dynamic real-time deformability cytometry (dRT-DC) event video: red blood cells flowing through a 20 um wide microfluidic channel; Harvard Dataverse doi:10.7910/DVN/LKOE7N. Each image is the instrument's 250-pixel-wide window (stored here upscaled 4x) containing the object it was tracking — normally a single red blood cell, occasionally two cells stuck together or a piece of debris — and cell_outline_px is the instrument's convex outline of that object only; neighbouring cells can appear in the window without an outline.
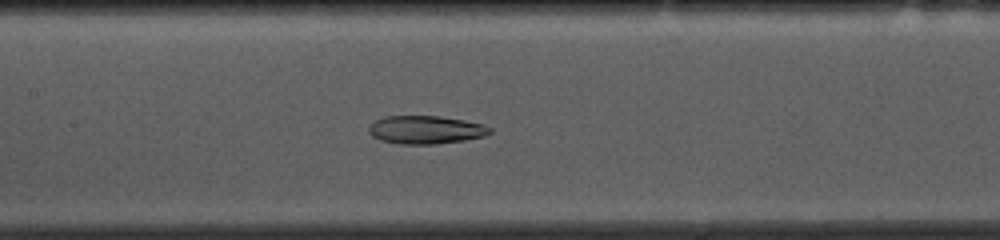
{"species": "common noctule bat (a hibernating species)", "species_latin": "Nyctalus noctula", "temperature_condition": "cold", "stored_images_in_passage": 54, "camera_frame_rate_fps": 3000, "um_per_image_px": 0.085, "animal": {"sex": "female", "body_mass_g": 10.0, "forearm_length_mm": 53.1}, "frame": {"image": 1, "passage_image": 24, "time_ms": 7.667, "image_size_px": [1000, 240], "cell_outline_px": [[492, 132], [484, 136], [464, 140], [436, 144], [400, 144], [380, 140], [372, 136], [368, 132], [368, 128], [376, 120], [384, 116], [440, 116], [464, 120], [484, 124], [492, 128]], "centroid_in_image_um": [36.2, 11.03], "position_along_channel_um": 171.2, "area_um2": 19.94}}
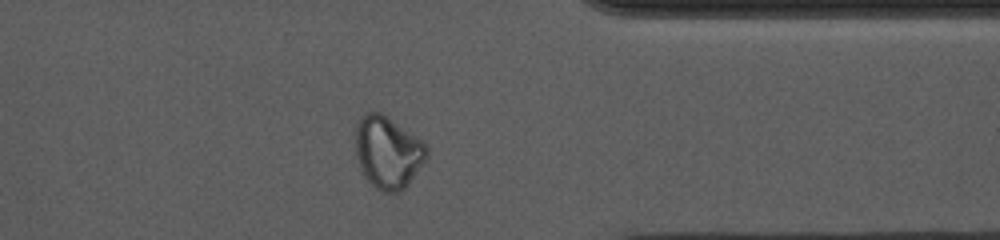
{"frame": {"image": 2, "passage_image": 42, "time_ms": 13.667, "image_size_px": [1000, 240], "cell_outline_px": [[428, 156], [408, 184], [400, 192], [384, 192], [376, 188], [364, 176], [360, 168], [356, 156], [352, 136], [356, 124], [360, 116], [368, 112], [380, 112], [420, 140], [428, 148]], "centroid_in_image_um": [32.9, 12.94], "position_along_channel_um": 378.5, "area_um2": 30.0}}
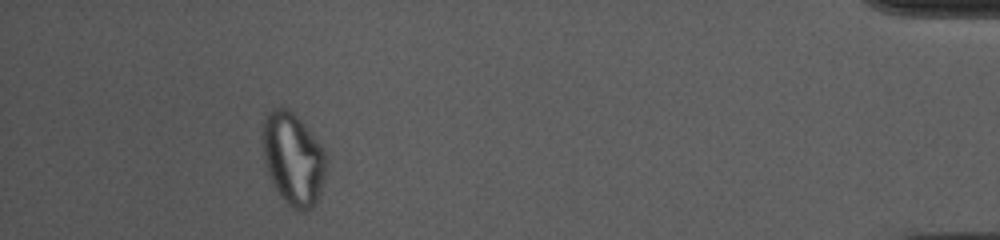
{"frame": {"image": 3, "passage_image": 49, "time_ms": 16.0, "image_size_px": [1000, 240], "cell_outline_px": [[328, 172], [320, 196], [312, 208], [304, 212], [300, 212], [292, 208], [280, 196], [272, 184], [264, 160], [264, 120], [268, 112], [272, 108], [288, 108], [300, 120], [320, 144], [324, 152]], "centroid_in_image_um": [24.96, 13.57], "position_along_channel_um": 410.2, "area_um2": 34.22}, "authors_computed_cell_mechanics": {"area_um2": 24.276, "velocity_mm_per_s": 3.6517, "shape_relaxation_time_tau1_ms": null, "shape_relaxation_time_tau2_ms": 3.0212, "deformation_change_tau1": null, "deformation_change_tau2": 0.0969}}